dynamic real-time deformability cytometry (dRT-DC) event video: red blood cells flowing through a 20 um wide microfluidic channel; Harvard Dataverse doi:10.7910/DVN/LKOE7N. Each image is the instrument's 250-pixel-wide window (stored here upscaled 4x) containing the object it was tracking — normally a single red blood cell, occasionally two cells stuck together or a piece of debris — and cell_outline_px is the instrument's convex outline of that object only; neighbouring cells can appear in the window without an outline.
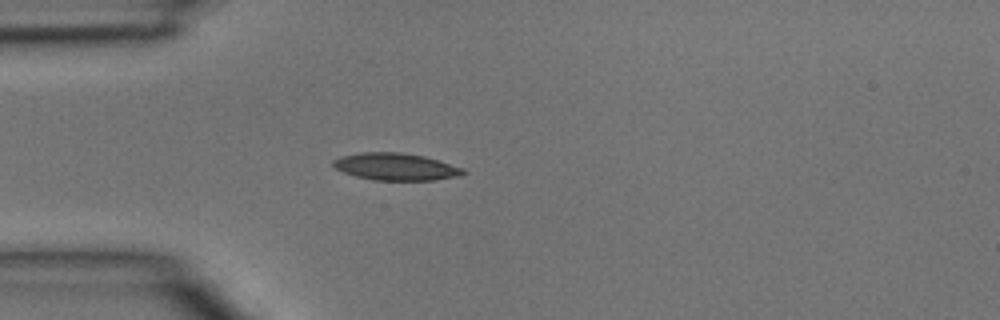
{"species": "common noctule bat (a hibernating species)", "species_latin": "Nyctalus noctula", "temperature_condition": "room temperature", "stored_images_in_passage": 30, "camera_frame_rate_fps": 3000, "um_per_image_px": 0.085, "animal": {"sex": "male", "body_mass_g": 15.6}, "frame": {"image": 1, "passage_image": 5, "time_ms": 1.333, "image_size_px": [1000, 320], "cell_outline_px": [[468, 172], [456, 176], [432, 180], [372, 180], [356, 176], [344, 172], [336, 168], [332, 164], [332, 160], [340, 156], [360, 152], [400, 152], [424, 156], [464, 168]], "centroid_in_image_um": [33.61, 14.16], "position_along_channel_um": 51.4, "area_um2": 20.52}}